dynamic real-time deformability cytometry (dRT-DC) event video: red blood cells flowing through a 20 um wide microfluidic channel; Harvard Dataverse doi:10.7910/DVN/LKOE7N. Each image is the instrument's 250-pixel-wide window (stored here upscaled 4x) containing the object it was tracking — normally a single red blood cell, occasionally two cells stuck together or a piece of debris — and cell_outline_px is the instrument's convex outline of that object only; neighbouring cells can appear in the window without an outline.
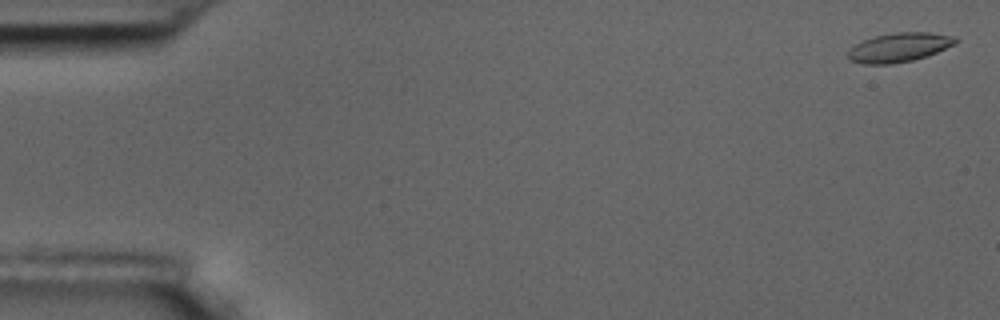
{"species": "common noctule bat (a hibernating species)", "species_latin": "Nyctalus noctula", "temperature_condition": "room temperature", "stored_images_in_passage": 7, "camera_frame_rate_fps": 3000, "um_per_image_px": 0.085, "animal": {"sex": "male", "body_mass_g": 17.5, "forearm_length_mm": 52.3}, "frame": {"image": 1, "passage_image": 1, "time_ms": 0.0, "image_size_px": [1000, 320], "cell_outline_px": [[960, 40], [956, 44], [928, 56], [912, 60], [892, 64], [864, 64], [852, 60], [848, 56], [848, 52], [856, 44], [864, 40], [876, 36], [896, 32], [932, 32], [956, 36]], "centroid_in_image_um": [76.52, 4.02], "position_along_channel_um": 8.5, "area_um2": 18.26}}
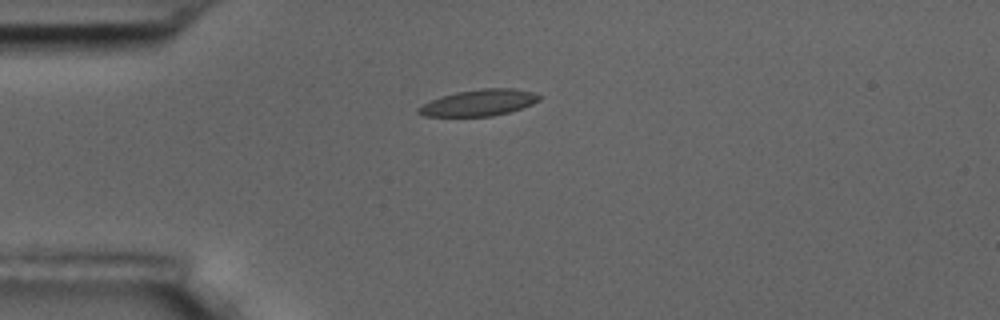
{"frame": {"image": 2, "passage_image": 5, "time_ms": 4.333, "image_size_px": [1000, 320], "cell_outline_px": [[544, 96], [540, 100], [532, 104], [508, 112], [492, 116], [424, 116], [416, 112], [416, 108], [440, 96], [456, 92], [484, 88], [512, 88], [532, 92]], "centroid_in_image_um": [40.71, 8.72], "position_along_channel_um": 44.3, "area_um2": 18.5}}